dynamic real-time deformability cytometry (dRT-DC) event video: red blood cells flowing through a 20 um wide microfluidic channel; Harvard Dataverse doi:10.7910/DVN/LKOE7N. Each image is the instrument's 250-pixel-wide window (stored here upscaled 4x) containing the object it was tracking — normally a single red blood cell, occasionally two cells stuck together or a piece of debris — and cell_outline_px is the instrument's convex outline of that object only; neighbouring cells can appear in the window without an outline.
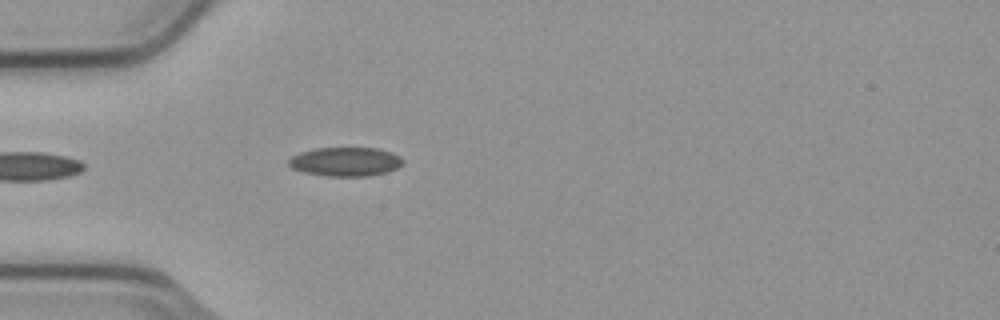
{"species": "common noctule bat (a hibernating species)", "species_latin": "Nyctalus noctula", "temperature_condition": "cold", "stored_images_in_passage": 5, "camera_frame_rate_fps": 3000, "um_per_image_px": 0.085, "animal": {"sex": "male", "body_mass_g": 23.1, "forearm_length_mm": 52.7}, "frame": {"image": 1, "passage_image": 5, "time_ms": 1.333, "image_size_px": [1000, 320], "cell_outline_px": [[404, 160], [396, 168], [388, 172], [368, 176], [328, 176], [304, 172], [292, 168], [288, 164], [288, 160], [292, 156], [300, 152], [316, 148], [376, 148], [392, 152], [400, 156]], "centroid_in_image_um": [29.36, 13.74], "position_along_channel_um": 55.6, "area_um2": 19.25}}